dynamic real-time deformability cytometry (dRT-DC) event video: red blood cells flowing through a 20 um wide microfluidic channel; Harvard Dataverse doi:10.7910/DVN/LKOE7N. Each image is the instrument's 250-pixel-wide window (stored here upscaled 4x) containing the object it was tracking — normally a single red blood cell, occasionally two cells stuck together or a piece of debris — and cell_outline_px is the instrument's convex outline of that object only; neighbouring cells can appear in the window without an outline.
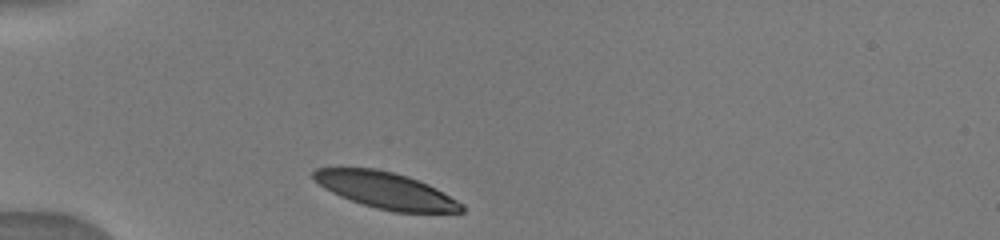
{"species": "human", "species_latin": "Homo sapiens", "temperature_condition": "warm", "stored_images_in_passage": 3, "camera_frame_rate_fps": 3000, "um_per_image_px": 0.085, "donor": {"sex": "male"}, "frame": {"image": 1, "passage_image": 1, "time_ms": 0.0, "image_size_px": [1000, 240], "cell_outline_px": [[464, 212], [396, 212], [376, 208], [340, 196], [324, 188], [312, 176], [312, 172], [316, 168], [376, 168], [408, 176], [428, 184], [436, 188], [464, 204]], "centroid_in_image_um": [32.82, 16.18], "position_along_channel_um": 52.2, "area_um2": 31.1}}
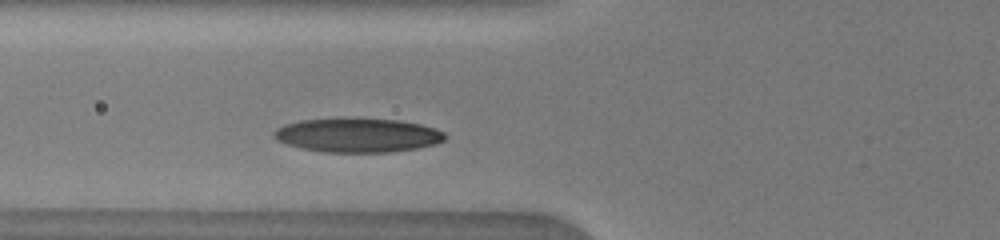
{"frame": {"image": 2, "passage_image": 3, "time_ms": 1.667, "image_size_px": [1000, 240], "cell_outline_px": [[444, 140], [436, 144], [416, 148], [388, 152], [324, 152], [300, 148], [276, 140], [272, 136], [272, 132], [276, 128], [284, 124], [300, 120], [344, 116], [400, 120], [420, 124], [436, 128], [444, 132]], "centroid_in_image_um": [30.34, 11.46], "position_along_channel_um": 95.5, "area_um2": 34.8}}